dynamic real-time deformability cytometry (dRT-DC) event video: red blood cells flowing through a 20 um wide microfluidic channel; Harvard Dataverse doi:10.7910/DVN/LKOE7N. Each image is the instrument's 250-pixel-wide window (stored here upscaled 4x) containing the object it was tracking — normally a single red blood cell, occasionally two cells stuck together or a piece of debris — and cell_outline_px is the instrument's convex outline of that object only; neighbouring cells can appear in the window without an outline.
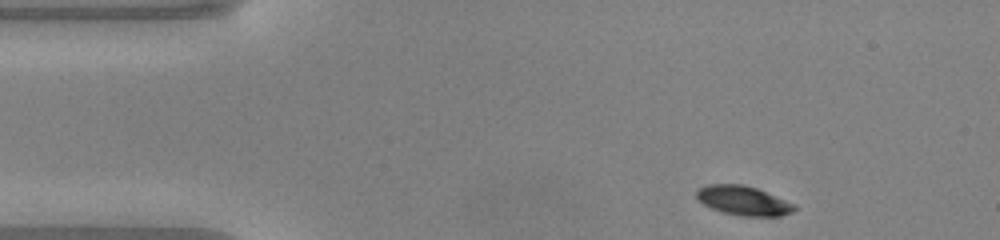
{"species": "common noctule bat (a hibernating species)", "species_latin": "Nyctalus noctula", "temperature_condition": "warm", "stored_images_in_passage": 44, "camera_frame_rate_fps": 3000, "um_per_image_px": 0.085, "animal": {"sex": "male", "body_mass_g": 20.0, "forearm_length_mm": 53.3}, "frame": {"image": 1, "passage_image": 1, "time_ms": 0.0, "image_size_px": [1000, 240], "cell_outline_px": [[796, 208], [792, 212], [780, 216], [740, 216], [724, 212], [712, 208], [704, 204], [696, 196], [696, 192], [700, 188], [708, 184], [744, 184], [756, 188], [796, 204]], "centroid_in_image_um": [63.21, 17.05], "position_along_channel_um": 21.8, "area_um2": 16.59}}
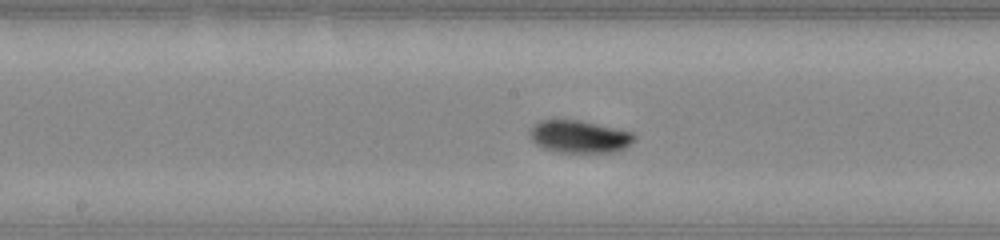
{"frame": {"image": 2, "passage_image": 19, "time_ms": 6.0, "image_size_px": [1000, 240], "cell_outline_px": [[636, 140], [632, 144], [616, 152], [556, 152], [544, 148], [536, 144], [532, 140], [532, 128], [540, 120], [580, 120], [636, 132]], "centroid_in_image_um": [49.35, 11.61], "position_along_channel_um": 198.8, "area_um2": 19.83}}
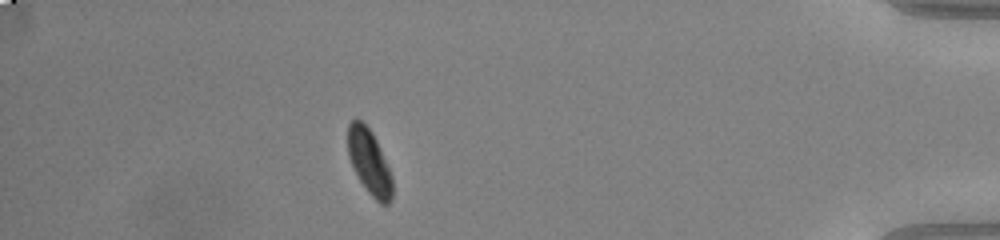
{"frame": {"image": 3, "passage_image": 38, "time_ms": 12.333, "image_size_px": [1000, 240], "cell_outline_px": [[392, 200], [388, 204], [380, 204], [368, 192], [360, 180], [348, 156], [348, 124], [356, 116], [372, 132], [380, 148], [392, 176]], "centroid_in_image_um": [31.39, 13.76], "position_along_channel_um": 403.8, "area_um2": 16.7}, "authors_computed_cell_mechanics": {"area_um2": 18.2648, "velocity_mm_per_s": 4.0761, "shape_relaxation_time_tau1_ms": 2.5376, "shape_relaxation_time_tau2_ms": 2.2215, "deformation_change_tau1": 0.123, "deformation_change_tau2": 0.0444}}